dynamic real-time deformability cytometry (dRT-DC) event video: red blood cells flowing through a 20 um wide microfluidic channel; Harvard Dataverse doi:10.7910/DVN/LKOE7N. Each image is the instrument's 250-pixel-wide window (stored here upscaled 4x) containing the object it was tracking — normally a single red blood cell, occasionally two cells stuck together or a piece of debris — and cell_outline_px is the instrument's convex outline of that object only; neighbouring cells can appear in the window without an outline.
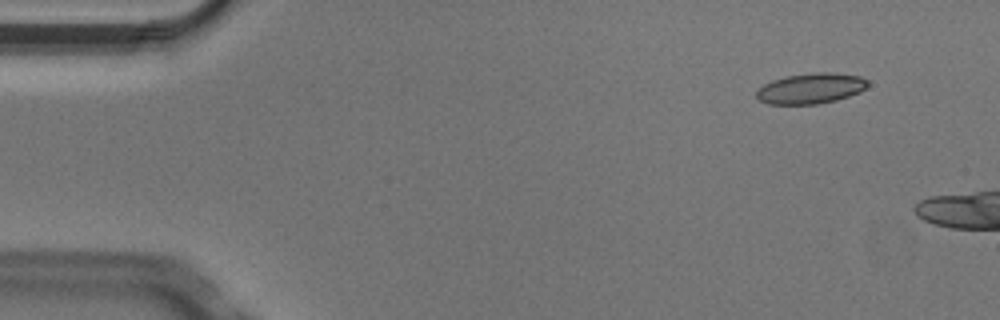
{"species": "Egyptian fruit bat (a non-hibernating species)", "species_latin": "Rousettus aegyptiacus", "temperature_condition": "cold", "stored_images_in_passage": 4, "camera_frame_rate_fps": 3000, "um_per_image_px": 0.085, "animal": {"sex": "male"}, "frame": {"image": 1, "passage_image": 2, "time_ms": 0.333, "image_size_px": [1000, 320], "cell_outline_px": [[868, 84], [860, 92], [836, 100], [816, 104], [768, 104], [760, 100], [756, 96], [756, 92], [764, 84], [772, 80], [784, 76], [816, 72], [828, 72], [860, 76], [868, 80]], "centroid_in_image_um": [68.91, 7.51], "position_along_channel_um": 16.1, "area_um2": 19.71}}